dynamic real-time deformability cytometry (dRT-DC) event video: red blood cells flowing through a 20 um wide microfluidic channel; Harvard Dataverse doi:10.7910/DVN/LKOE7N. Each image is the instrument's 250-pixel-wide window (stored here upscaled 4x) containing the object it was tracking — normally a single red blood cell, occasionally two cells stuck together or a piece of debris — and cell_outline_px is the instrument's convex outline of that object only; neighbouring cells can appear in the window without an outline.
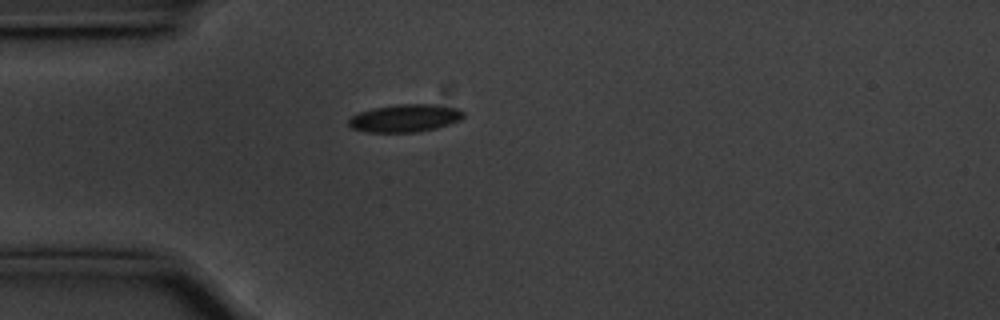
{"species": "common noctule bat (a hibernating species)", "species_latin": "Nyctalus noctula", "temperature_condition": "cold", "stored_images_in_passage": 42, "camera_frame_rate_fps": 3000, "um_per_image_px": 0.085, "animal": {"sex": "male", "body_mass_g": 20.1, "forearm_length_mm": 53.5}, "frame": {"image": 1, "passage_image": 1, "time_ms": 0.0, "image_size_px": [1000, 320], "cell_outline_px": [[464, 116], [460, 120], [436, 128], [416, 132], [368, 132], [352, 128], [348, 124], [348, 120], [352, 116], [360, 112], [372, 108], [396, 104], [436, 104], [456, 108], [464, 112]], "centroid_in_image_um": [34.42, 10.03], "position_along_channel_um": 50.6, "area_um2": 18.5}}
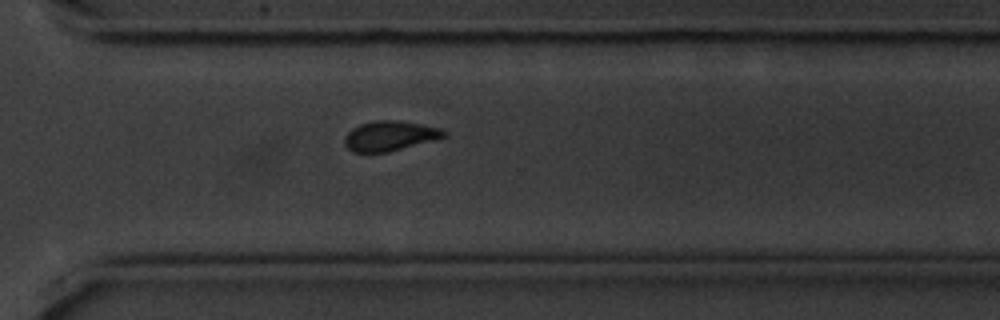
{"frame": {"image": 2, "passage_image": 26, "time_ms": 8.333, "image_size_px": [1000, 320], "cell_outline_px": [[448, 136], [440, 140], [388, 152], [352, 152], [344, 144], [344, 136], [352, 128], [360, 124], [376, 120], [392, 120], [420, 124], [440, 128], [448, 132]], "centroid_in_image_um": [33.19, 11.56], "position_along_channel_um": 337.4, "area_um2": 17.63}}
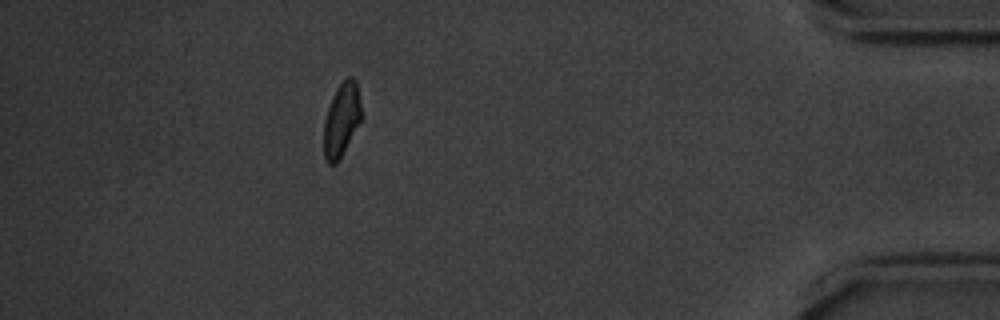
{"frame": {"image": 3, "passage_image": 36, "time_ms": 11.667, "image_size_px": [1000, 320], "cell_outline_px": [[360, 120], [336, 164], [328, 164], [324, 160], [324, 120], [332, 96], [336, 88], [348, 76], [352, 76], [356, 80], [360, 104]], "centroid_in_image_um": [28.99, 10.16], "position_along_channel_um": 406.2, "area_um2": 15.66}, "authors_computed_cell_mechanics": {"area_um2": 17.7157, "velocity_mm_per_s": 3.5471, "shape_relaxation_time_tau1_ms": 2.4789, "shape_relaxation_time_tau2_ms": null, "deformation_change_tau1": 0.0723, "deformation_change_tau2": null}}